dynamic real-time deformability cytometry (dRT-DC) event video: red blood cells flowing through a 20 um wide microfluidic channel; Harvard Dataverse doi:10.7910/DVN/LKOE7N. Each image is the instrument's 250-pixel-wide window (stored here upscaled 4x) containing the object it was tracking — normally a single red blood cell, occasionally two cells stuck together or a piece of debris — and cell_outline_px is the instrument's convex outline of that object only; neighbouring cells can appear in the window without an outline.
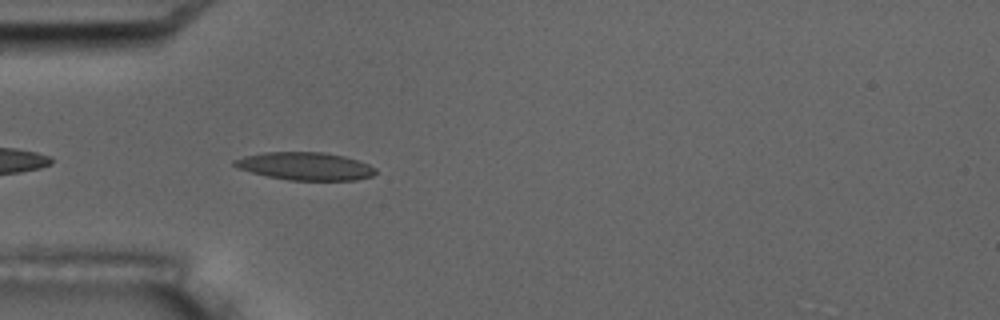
{"species": "common noctule bat (a hibernating species)", "species_latin": "Nyctalus noctula", "temperature_condition": "room temperature", "stored_images_in_passage": 5, "camera_frame_rate_fps": 3000, "um_per_image_px": 0.085, "animal": {"sex": "male", "body_mass_g": 17.5, "forearm_length_mm": 52.3}, "frame": {"image": 1, "passage_image": 5, "time_ms": 4.667, "image_size_px": [1000, 320], "cell_outline_px": [[376, 172], [372, 176], [356, 180], [288, 180], [268, 176], [252, 172], [240, 168], [232, 164], [232, 160], [244, 156], [264, 152], [324, 152], [344, 156], [368, 164], [376, 168]], "centroid_in_image_um": [25.95, 14.12], "position_along_channel_um": 59.1, "area_um2": 22.77}}